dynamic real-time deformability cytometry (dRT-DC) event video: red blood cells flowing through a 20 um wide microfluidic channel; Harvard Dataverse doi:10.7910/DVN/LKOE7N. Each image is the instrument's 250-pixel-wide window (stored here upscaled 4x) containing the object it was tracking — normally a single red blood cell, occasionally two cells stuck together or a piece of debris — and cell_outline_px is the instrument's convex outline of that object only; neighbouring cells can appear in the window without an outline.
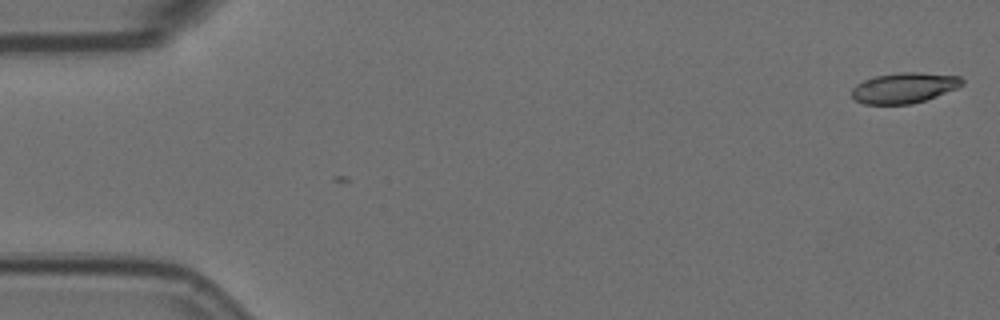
{"species": "Egyptian fruit bat (a non-hibernating species)", "species_latin": "Rousettus aegyptiacus", "temperature_condition": "room temperature", "stored_images_in_passage": 10, "camera_frame_rate_fps": 3000, "um_per_image_px": 0.085, "animal": {"sex": "female"}, "frame": {"image": 1, "passage_image": 1, "time_ms": 0.0, "image_size_px": [1000, 320], "cell_outline_px": [[964, 84], [956, 88], [936, 96], [912, 104], [864, 104], [856, 100], [852, 96], [852, 88], [856, 84], [872, 76], [900, 72], [920, 72], [960, 76], [964, 80]], "centroid_in_image_um": [76.84, 7.45], "position_along_channel_um": 8.2, "area_um2": 19.65}}
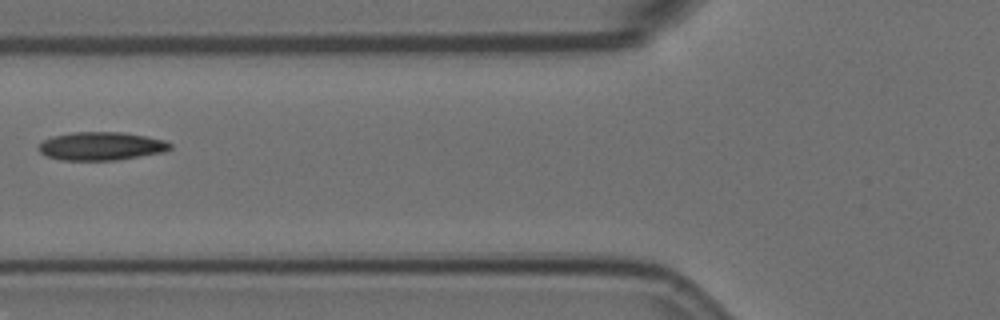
{"frame": {"image": 2, "passage_image": 7, "time_ms": 2.0, "image_size_px": [1000, 320], "cell_outline_px": [[172, 148], [164, 152], [116, 160], [60, 160], [48, 156], [40, 152], [36, 148], [44, 140], [52, 136], [72, 132], [124, 132], [164, 140], [172, 144]], "centroid_in_image_um": [8.59, 12.42], "position_along_channel_um": 117.2, "area_um2": 21.68}}
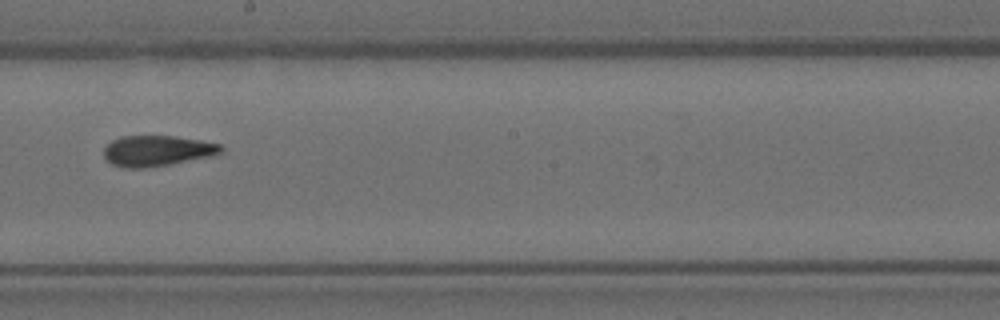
{"frame": {"image": 3, "passage_image": 10, "time_ms": 3.0, "image_size_px": [1000, 320], "cell_outline_px": [[224, 148], [220, 152], [212, 156], [168, 164], [140, 168], [124, 168], [112, 164], [104, 156], [104, 148], [112, 140], [120, 136], [176, 136], [200, 140], [220, 144]], "centroid_in_image_um": [13.34, 12.81], "position_along_channel_um": 234.9, "area_um2": 20.75}}